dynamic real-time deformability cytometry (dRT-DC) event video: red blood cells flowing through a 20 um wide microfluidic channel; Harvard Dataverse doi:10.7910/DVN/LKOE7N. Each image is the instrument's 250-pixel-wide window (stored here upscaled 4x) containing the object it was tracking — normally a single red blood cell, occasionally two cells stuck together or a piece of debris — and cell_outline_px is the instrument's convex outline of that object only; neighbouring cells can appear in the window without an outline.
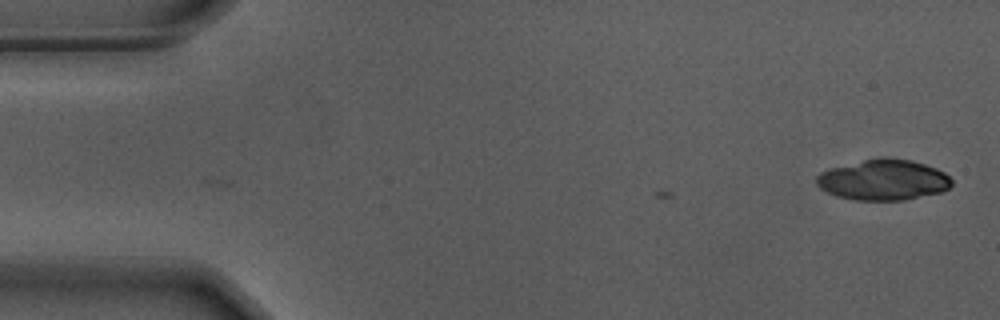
{"species": "Egyptian fruit bat (a non-hibernating species)", "species_latin": "Rousettus aegyptiacus", "temperature_condition": "warm", "stored_images_in_passage": 2, "camera_frame_rate_fps": 3000, "um_per_image_px": 0.085, "animal": {"sex": "male"}, "frame": {"image": 1, "passage_image": 2, "time_ms": 0.333, "image_size_px": [1000, 320], "cell_outline_px": [[952, 184], [948, 188], [940, 192], [904, 200], [856, 200], [836, 196], [820, 188], [816, 184], [816, 176], [820, 172], [832, 168], [864, 160], [884, 156], [888, 156], [912, 160], [936, 168], [944, 172], [952, 180]], "centroid_in_image_um": [75.09, 15.28], "position_along_channel_um": 9.9, "area_um2": 32.02}}